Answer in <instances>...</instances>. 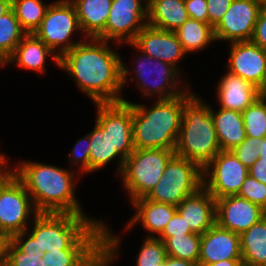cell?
<instances>
[{"label": "cell", "instance_id": "1", "mask_svg": "<svg viewBox=\"0 0 266 266\" xmlns=\"http://www.w3.org/2000/svg\"><path fill=\"white\" fill-rule=\"evenodd\" d=\"M107 42L91 38L89 43L82 41L59 57V67L95 104L122 101L119 94L130 73Z\"/></svg>", "mask_w": 266, "mask_h": 266}, {"label": "cell", "instance_id": "2", "mask_svg": "<svg viewBox=\"0 0 266 266\" xmlns=\"http://www.w3.org/2000/svg\"><path fill=\"white\" fill-rule=\"evenodd\" d=\"M86 215L38 212L27 242L40 254L61 249H104V224Z\"/></svg>", "mask_w": 266, "mask_h": 266}, {"label": "cell", "instance_id": "3", "mask_svg": "<svg viewBox=\"0 0 266 266\" xmlns=\"http://www.w3.org/2000/svg\"><path fill=\"white\" fill-rule=\"evenodd\" d=\"M23 183L38 212L85 215L75 198L74 174L57 166L22 162L12 170Z\"/></svg>", "mask_w": 266, "mask_h": 266}, {"label": "cell", "instance_id": "4", "mask_svg": "<svg viewBox=\"0 0 266 266\" xmlns=\"http://www.w3.org/2000/svg\"><path fill=\"white\" fill-rule=\"evenodd\" d=\"M186 90L175 98L158 100L150 109L131 102L135 149H175L184 102L193 94Z\"/></svg>", "mask_w": 266, "mask_h": 266}, {"label": "cell", "instance_id": "5", "mask_svg": "<svg viewBox=\"0 0 266 266\" xmlns=\"http://www.w3.org/2000/svg\"><path fill=\"white\" fill-rule=\"evenodd\" d=\"M211 107L192 94L185 102L181 129L174 152L202 169L221 151Z\"/></svg>", "mask_w": 266, "mask_h": 266}, {"label": "cell", "instance_id": "6", "mask_svg": "<svg viewBox=\"0 0 266 266\" xmlns=\"http://www.w3.org/2000/svg\"><path fill=\"white\" fill-rule=\"evenodd\" d=\"M174 154V149H135L125 159L120 175L131 202L153 190Z\"/></svg>", "mask_w": 266, "mask_h": 266}, {"label": "cell", "instance_id": "7", "mask_svg": "<svg viewBox=\"0 0 266 266\" xmlns=\"http://www.w3.org/2000/svg\"><path fill=\"white\" fill-rule=\"evenodd\" d=\"M203 187V169L195 162L174 154L163 176L146 196L148 200L178 206Z\"/></svg>", "mask_w": 266, "mask_h": 266}, {"label": "cell", "instance_id": "8", "mask_svg": "<svg viewBox=\"0 0 266 266\" xmlns=\"http://www.w3.org/2000/svg\"><path fill=\"white\" fill-rule=\"evenodd\" d=\"M23 183L12 173L0 185V234L10 239L26 236L27 219L38 213ZM30 214V215H29Z\"/></svg>", "mask_w": 266, "mask_h": 266}, {"label": "cell", "instance_id": "9", "mask_svg": "<svg viewBox=\"0 0 266 266\" xmlns=\"http://www.w3.org/2000/svg\"><path fill=\"white\" fill-rule=\"evenodd\" d=\"M75 30L82 32L74 6L70 0H59L49 4L42 22L33 34L53 52L59 47V53L56 54L61 57L65 52L82 42V40L77 43L70 41Z\"/></svg>", "mask_w": 266, "mask_h": 266}, {"label": "cell", "instance_id": "10", "mask_svg": "<svg viewBox=\"0 0 266 266\" xmlns=\"http://www.w3.org/2000/svg\"><path fill=\"white\" fill-rule=\"evenodd\" d=\"M248 175V168L231 150H221L203 168V187L215 199L238 195ZM205 176H209L210 180L207 181Z\"/></svg>", "mask_w": 266, "mask_h": 266}, {"label": "cell", "instance_id": "11", "mask_svg": "<svg viewBox=\"0 0 266 266\" xmlns=\"http://www.w3.org/2000/svg\"><path fill=\"white\" fill-rule=\"evenodd\" d=\"M145 20V21H144ZM148 1L145 6L141 0H112L105 30L97 37L101 40H118L131 43L147 25Z\"/></svg>", "mask_w": 266, "mask_h": 266}, {"label": "cell", "instance_id": "12", "mask_svg": "<svg viewBox=\"0 0 266 266\" xmlns=\"http://www.w3.org/2000/svg\"><path fill=\"white\" fill-rule=\"evenodd\" d=\"M96 123L108 134L112 147L126 159L135 150L132 105L123 99L116 103H96Z\"/></svg>", "mask_w": 266, "mask_h": 266}, {"label": "cell", "instance_id": "13", "mask_svg": "<svg viewBox=\"0 0 266 266\" xmlns=\"http://www.w3.org/2000/svg\"><path fill=\"white\" fill-rule=\"evenodd\" d=\"M261 6L256 0H232L222 20L214 28L215 40L251 41Z\"/></svg>", "mask_w": 266, "mask_h": 266}, {"label": "cell", "instance_id": "14", "mask_svg": "<svg viewBox=\"0 0 266 266\" xmlns=\"http://www.w3.org/2000/svg\"><path fill=\"white\" fill-rule=\"evenodd\" d=\"M138 58L135 74L136 76L138 75V81L140 82L137 85L142 89L145 96H153L154 93H157L159 94L158 100H166L175 98L186 92H180L179 88L177 89L179 86H176V84H179L180 81L176 79L179 75V70L175 66L158 59H153L144 53ZM153 60H155V62H153ZM146 66H148V68H145ZM151 66L155 68L154 73L156 74L153 82L151 81L152 83L148 79L150 75L154 76ZM175 80H177V82H175ZM148 85L150 86L149 88Z\"/></svg>", "mask_w": 266, "mask_h": 266}, {"label": "cell", "instance_id": "15", "mask_svg": "<svg viewBox=\"0 0 266 266\" xmlns=\"http://www.w3.org/2000/svg\"><path fill=\"white\" fill-rule=\"evenodd\" d=\"M216 202V224L239 235L266 216L261 207L238 195L220 197Z\"/></svg>", "mask_w": 266, "mask_h": 266}, {"label": "cell", "instance_id": "16", "mask_svg": "<svg viewBox=\"0 0 266 266\" xmlns=\"http://www.w3.org/2000/svg\"><path fill=\"white\" fill-rule=\"evenodd\" d=\"M130 44L153 59L175 67L179 59L186 54L175 32L156 29L149 25H146Z\"/></svg>", "mask_w": 266, "mask_h": 266}, {"label": "cell", "instance_id": "17", "mask_svg": "<svg viewBox=\"0 0 266 266\" xmlns=\"http://www.w3.org/2000/svg\"><path fill=\"white\" fill-rule=\"evenodd\" d=\"M229 73L258 87L266 75V50L252 41L230 44Z\"/></svg>", "mask_w": 266, "mask_h": 266}, {"label": "cell", "instance_id": "18", "mask_svg": "<svg viewBox=\"0 0 266 266\" xmlns=\"http://www.w3.org/2000/svg\"><path fill=\"white\" fill-rule=\"evenodd\" d=\"M242 259L240 235L213 225L201 235L199 264Z\"/></svg>", "mask_w": 266, "mask_h": 266}, {"label": "cell", "instance_id": "19", "mask_svg": "<svg viewBox=\"0 0 266 266\" xmlns=\"http://www.w3.org/2000/svg\"><path fill=\"white\" fill-rule=\"evenodd\" d=\"M177 212L189 229L199 235L216 224L215 198L204 187L185 198L177 206Z\"/></svg>", "mask_w": 266, "mask_h": 266}, {"label": "cell", "instance_id": "20", "mask_svg": "<svg viewBox=\"0 0 266 266\" xmlns=\"http://www.w3.org/2000/svg\"><path fill=\"white\" fill-rule=\"evenodd\" d=\"M218 84L220 108L243 112L257 98V87L240 76L227 73Z\"/></svg>", "mask_w": 266, "mask_h": 266}, {"label": "cell", "instance_id": "21", "mask_svg": "<svg viewBox=\"0 0 266 266\" xmlns=\"http://www.w3.org/2000/svg\"><path fill=\"white\" fill-rule=\"evenodd\" d=\"M132 205L136 208V214L127 224V229L140 222L150 234L160 235L177 211L176 206L154 202L146 197L132 201Z\"/></svg>", "mask_w": 266, "mask_h": 266}, {"label": "cell", "instance_id": "22", "mask_svg": "<svg viewBox=\"0 0 266 266\" xmlns=\"http://www.w3.org/2000/svg\"><path fill=\"white\" fill-rule=\"evenodd\" d=\"M59 66V56L34 34H26L21 42L16 46L14 53L5 61L16 62L20 68L34 70L43 73L45 60L51 56Z\"/></svg>", "mask_w": 266, "mask_h": 266}, {"label": "cell", "instance_id": "23", "mask_svg": "<svg viewBox=\"0 0 266 266\" xmlns=\"http://www.w3.org/2000/svg\"><path fill=\"white\" fill-rule=\"evenodd\" d=\"M184 0H148L147 25L175 31L189 19Z\"/></svg>", "mask_w": 266, "mask_h": 266}, {"label": "cell", "instance_id": "24", "mask_svg": "<svg viewBox=\"0 0 266 266\" xmlns=\"http://www.w3.org/2000/svg\"><path fill=\"white\" fill-rule=\"evenodd\" d=\"M75 8L82 33L97 38L109 18L112 0H70Z\"/></svg>", "mask_w": 266, "mask_h": 266}, {"label": "cell", "instance_id": "25", "mask_svg": "<svg viewBox=\"0 0 266 266\" xmlns=\"http://www.w3.org/2000/svg\"><path fill=\"white\" fill-rule=\"evenodd\" d=\"M210 112L221 150H232L246 138L241 112L222 108Z\"/></svg>", "mask_w": 266, "mask_h": 266}, {"label": "cell", "instance_id": "26", "mask_svg": "<svg viewBox=\"0 0 266 266\" xmlns=\"http://www.w3.org/2000/svg\"><path fill=\"white\" fill-rule=\"evenodd\" d=\"M243 266H266V216L240 235Z\"/></svg>", "mask_w": 266, "mask_h": 266}, {"label": "cell", "instance_id": "27", "mask_svg": "<svg viewBox=\"0 0 266 266\" xmlns=\"http://www.w3.org/2000/svg\"><path fill=\"white\" fill-rule=\"evenodd\" d=\"M90 139V172L96 171L104 167L108 162L115 159L116 156L120 158L118 171L122 172L125 158L112 147L111 140L105 131L95 122V127L89 133Z\"/></svg>", "mask_w": 266, "mask_h": 266}, {"label": "cell", "instance_id": "28", "mask_svg": "<svg viewBox=\"0 0 266 266\" xmlns=\"http://www.w3.org/2000/svg\"><path fill=\"white\" fill-rule=\"evenodd\" d=\"M174 32L186 53L200 50L215 40L214 28L210 24L191 18Z\"/></svg>", "mask_w": 266, "mask_h": 266}, {"label": "cell", "instance_id": "29", "mask_svg": "<svg viewBox=\"0 0 266 266\" xmlns=\"http://www.w3.org/2000/svg\"><path fill=\"white\" fill-rule=\"evenodd\" d=\"M104 249H61L42 254L44 266H95Z\"/></svg>", "mask_w": 266, "mask_h": 266}, {"label": "cell", "instance_id": "30", "mask_svg": "<svg viewBox=\"0 0 266 266\" xmlns=\"http://www.w3.org/2000/svg\"><path fill=\"white\" fill-rule=\"evenodd\" d=\"M5 266H44V258L22 236H13L5 245Z\"/></svg>", "mask_w": 266, "mask_h": 266}, {"label": "cell", "instance_id": "31", "mask_svg": "<svg viewBox=\"0 0 266 266\" xmlns=\"http://www.w3.org/2000/svg\"><path fill=\"white\" fill-rule=\"evenodd\" d=\"M164 242L167 256L199 264L201 235L196 233L157 237Z\"/></svg>", "mask_w": 266, "mask_h": 266}, {"label": "cell", "instance_id": "32", "mask_svg": "<svg viewBox=\"0 0 266 266\" xmlns=\"http://www.w3.org/2000/svg\"><path fill=\"white\" fill-rule=\"evenodd\" d=\"M26 34L12 9L0 17L1 66H3L5 61L14 53L16 46Z\"/></svg>", "mask_w": 266, "mask_h": 266}, {"label": "cell", "instance_id": "33", "mask_svg": "<svg viewBox=\"0 0 266 266\" xmlns=\"http://www.w3.org/2000/svg\"><path fill=\"white\" fill-rule=\"evenodd\" d=\"M48 7L41 0H11V9L27 34H33L39 27Z\"/></svg>", "mask_w": 266, "mask_h": 266}, {"label": "cell", "instance_id": "34", "mask_svg": "<svg viewBox=\"0 0 266 266\" xmlns=\"http://www.w3.org/2000/svg\"><path fill=\"white\" fill-rule=\"evenodd\" d=\"M243 123L247 137H266V103L256 99L243 112Z\"/></svg>", "mask_w": 266, "mask_h": 266}, {"label": "cell", "instance_id": "35", "mask_svg": "<svg viewBox=\"0 0 266 266\" xmlns=\"http://www.w3.org/2000/svg\"><path fill=\"white\" fill-rule=\"evenodd\" d=\"M167 257L164 242L154 236H148L139 251L136 266H160Z\"/></svg>", "mask_w": 266, "mask_h": 266}, {"label": "cell", "instance_id": "36", "mask_svg": "<svg viewBox=\"0 0 266 266\" xmlns=\"http://www.w3.org/2000/svg\"><path fill=\"white\" fill-rule=\"evenodd\" d=\"M238 196L255 203L266 211V185L250 175L244 180Z\"/></svg>", "mask_w": 266, "mask_h": 266}, {"label": "cell", "instance_id": "37", "mask_svg": "<svg viewBox=\"0 0 266 266\" xmlns=\"http://www.w3.org/2000/svg\"><path fill=\"white\" fill-rule=\"evenodd\" d=\"M258 138L247 137L231 151L248 169L256 162L260 155L257 147Z\"/></svg>", "mask_w": 266, "mask_h": 266}, {"label": "cell", "instance_id": "38", "mask_svg": "<svg viewBox=\"0 0 266 266\" xmlns=\"http://www.w3.org/2000/svg\"><path fill=\"white\" fill-rule=\"evenodd\" d=\"M81 147L82 149H80ZM89 153H90V139H89V134H87L82 139H79L77 141L76 145L74 146L71 152V155H69V158H72L76 164L80 162L79 165L82 170V173L90 172Z\"/></svg>", "mask_w": 266, "mask_h": 266}, {"label": "cell", "instance_id": "39", "mask_svg": "<svg viewBox=\"0 0 266 266\" xmlns=\"http://www.w3.org/2000/svg\"><path fill=\"white\" fill-rule=\"evenodd\" d=\"M118 244L119 239L104 224V250L101 252L98 263L95 266H110L112 260L117 256Z\"/></svg>", "mask_w": 266, "mask_h": 266}, {"label": "cell", "instance_id": "40", "mask_svg": "<svg viewBox=\"0 0 266 266\" xmlns=\"http://www.w3.org/2000/svg\"><path fill=\"white\" fill-rule=\"evenodd\" d=\"M208 24L215 28L229 9L232 0H206Z\"/></svg>", "mask_w": 266, "mask_h": 266}, {"label": "cell", "instance_id": "41", "mask_svg": "<svg viewBox=\"0 0 266 266\" xmlns=\"http://www.w3.org/2000/svg\"><path fill=\"white\" fill-rule=\"evenodd\" d=\"M193 233L189 227L186 225L185 221L182 219L181 215L176 211L170 222L164 228L160 237H171V236H179L182 234H190Z\"/></svg>", "mask_w": 266, "mask_h": 266}, {"label": "cell", "instance_id": "42", "mask_svg": "<svg viewBox=\"0 0 266 266\" xmlns=\"http://www.w3.org/2000/svg\"><path fill=\"white\" fill-rule=\"evenodd\" d=\"M184 4L191 19L208 23L206 0H184Z\"/></svg>", "mask_w": 266, "mask_h": 266}, {"label": "cell", "instance_id": "43", "mask_svg": "<svg viewBox=\"0 0 266 266\" xmlns=\"http://www.w3.org/2000/svg\"><path fill=\"white\" fill-rule=\"evenodd\" d=\"M251 41L266 50V6L261 7Z\"/></svg>", "mask_w": 266, "mask_h": 266}, {"label": "cell", "instance_id": "44", "mask_svg": "<svg viewBox=\"0 0 266 266\" xmlns=\"http://www.w3.org/2000/svg\"><path fill=\"white\" fill-rule=\"evenodd\" d=\"M248 170L251 177L266 185V159L258 158Z\"/></svg>", "mask_w": 266, "mask_h": 266}, {"label": "cell", "instance_id": "45", "mask_svg": "<svg viewBox=\"0 0 266 266\" xmlns=\"http://www.w3.org/2000/svg\"><path fill=\"white\" fill-rule=\"evenodd\" d=\"M160 266H197V265L188 260L177 259L167 256L165 262Z\"/></svg>", "mask_w": 266, "mask_h": 266}, {"label": "cell", "instance_id": "46", "mask_svg": "<svg viewBox=\"0 0 266 266\" xmlns=\"http://www.w3.org/2000/svg\"><path fill=\"white\" fill-rule=\"evenodd\" d=\"M198 266H243L242 259L218 261L211 264H198Z\"/></svg>", "mask_w": 266, "mask_h": 266}, {"label": "cell", "instance_id": "47", "mask_svg": "<svg viewBox=\"0 0 266 266\" xmlns=\"http://www.w3.org/2000/svg\"><path fill=\"white\" fill-rule=\"evenodd\" d=\"M8 238L0 234V266H5V245Z\"/></svg>", "mask_w": 266, "mask_h": 266}, {"label": "cell", "instance_id": "48", "mask_svg": "<svg viewBox=\"0 0 266 266\" xmlns=\"http://www.w3.org/2000/svg\"><path fill=\"white\" fill-rule=\"evenodd\" d=\"M6 162L5 156L0 153V177H9L13 173L11 169L8 171L4 169V166L7 165Z\"/></svg>", "mask_w": 266, "mask_h": 266}, {"label": "cell", "instance_id": "49", "mask_svg": "<svg viewBox=\"0 0 266 266\" xmlns=\"http://www.w3.org/2000/svg\"><path fill=\"white\" fill-rule=\"evenodd\" d=\"M258 99L266 101V75L263 78L262 83L257 87Z\"/></svg>", "mask_w": 266, "mask_h": 266}, {"label": "cell", "instance_id": "50", "mask_svg": "<svg viewBox=\"0 0 266 266\" xmlns=\"http://www.w3.org/2000/svg\"><path fill=\"white\" fill-rule=\"evenodd\" d=\"M257 147L260 148L259 158L266 159V137L258 138Z\"/></svg>", "mask_w": 266, "mask_h": 266}, {"label": "cell", "instance_id": "51", "mask_svg": "<svg viewBox=\"0 0 266 266\" xmlns=\"http://www.w3.org/2000/svg\"><path fill=\"white\" fill-rule=\"evenodd\" d=\"M11 10V0H0V17Z\"/></svg>", "mask_w": 266, "mask_h": 266}, {"label": "cell", "instance_id": "52", "mask_svg": "<svg viewBox=\"0 0 266 266\" xmlns=\"http://www.w3.org/2000/svg\"><path fill=\"white\" fill-rule=\"evenodd\" d=\"M261 7L266 6V0H256Z\"/></svg>", "mask_w": 266, "mask_h": 266}, {"label": "cell", "instance_id": "53", "mask_svg": "<svg viewBox=\"0 0 266 266\" xmlns=\"http://www.w3.org/2000/svg\"><path fill=\"white\" fill-rule=\"evenodd\" d=\"M8 177H0V185L7 179Z\"/></svg>", "mask_w": 266, "mask_h": 266}]
</instances>
